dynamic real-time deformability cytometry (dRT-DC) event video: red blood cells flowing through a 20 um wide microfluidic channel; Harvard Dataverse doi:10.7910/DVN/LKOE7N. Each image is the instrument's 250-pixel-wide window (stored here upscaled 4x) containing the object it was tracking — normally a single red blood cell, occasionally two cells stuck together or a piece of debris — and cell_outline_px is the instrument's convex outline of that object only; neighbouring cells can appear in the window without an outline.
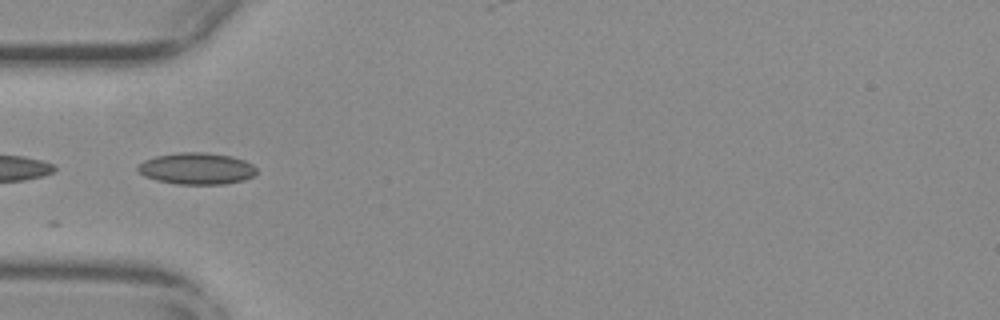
{"species": "common noctule bat (a hibernating species)", "species_latin": "Nyctalus noctula", "temperature_condition": "warm", "stored_images_in_passage": 15, "camera_frame_rate_fps": 3000, "um_per_image_px": 0.085, "animal": {"sex": "female", "body_mass_g": 29.2, "forearm_length_mm": 56.3}, "frame": {"image": 1, "passage_image": 3, "time_ms": 0.667, "image_size_px": [1000, 320], "cell_outline_px": [[256, 172], [252, 176], [244, 180], [224, 184], [176, 184], [156, 180], [144, 176], [136, 168], [144, 160], [156, 156], [180, 152], [204, 152], [232, 156], [244, 160], [252, 164], [256, 168]], "centroid_in_image_um": [16.71, 14.32], "position_along_channel_um": 68.3, "area_um2": 21.85}}
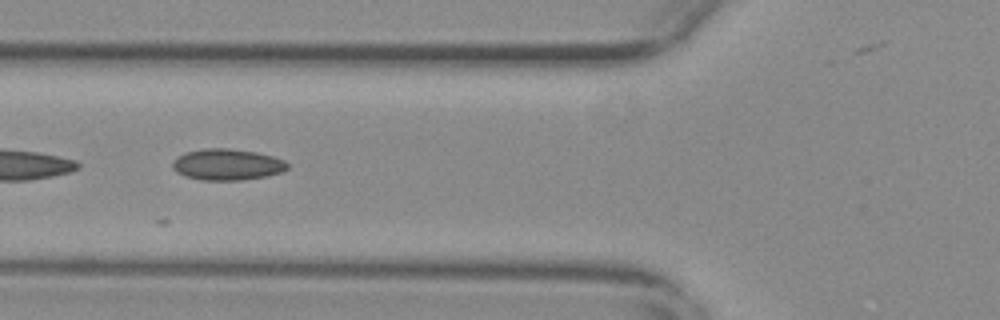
{"frame": {"image": 2, "passage_image": 6, "time_ms": 1.667, "image_size_px": [1000, 320], "cell_outline_px": [[288, 168], [284, 172], [268, 176], [240, 180], [200, 180], [184, 176], [176, 172], [172, 168], [172, 160], [184, 152], [208, 148], [228, 148], [256, 152], [272, 156], [284, 160], [288, 164]], "centroid_in_image_um": [19.3, 13.99], "position_along_channel_um": 106.5, "area_um2": 21.15}}